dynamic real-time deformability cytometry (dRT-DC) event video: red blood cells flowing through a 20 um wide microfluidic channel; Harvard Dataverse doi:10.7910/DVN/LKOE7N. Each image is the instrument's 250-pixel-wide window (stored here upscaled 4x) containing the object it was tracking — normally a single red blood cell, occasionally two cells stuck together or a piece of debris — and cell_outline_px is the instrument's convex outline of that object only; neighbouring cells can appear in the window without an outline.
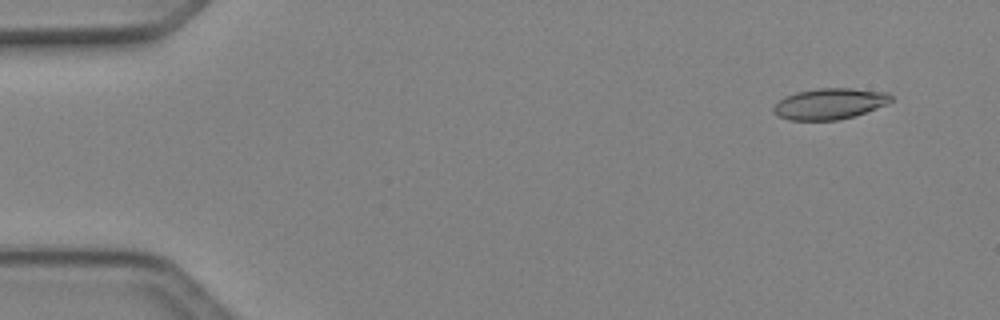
{"species": "Egyptian fruit bat (a non-hibernating species)", "species_latin": "Rousettus aegyptiacus", "temperature_condition": "cold", "stored_images_in_passage": 50, "camera_frame_rate_fps": 3000, "um_per_image_px": 0.085, "animal": {"sex": "female"}, "frame": {"image": 1, "passage_image": 4, "time_ms": 1.0, "image_size_px": [1000, 320], "cell_outline_px": [[892, 100], [888, 104], [856, 116], [836, 120], [788, 120], [772, 112], [772, 108], [784, 96], [796, 92], [816, 88], [852, 88], [888, 92], [892, 96]], "centroid_in_image_um": [70.54, 8.81], "position_along_channel_um": 14.5, "area_um2": 21.44}}
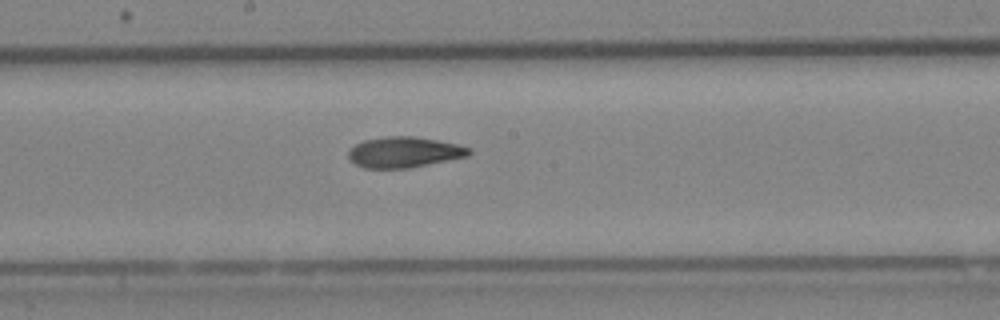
{"frame": {"image": 2, "passage_image": 27, "time_ms": 8.667, "image_size_px": [1000, 320], "cell_outline_px": [[472, 152], [468, 156], [412, 168], [364, 168], [348, 160], [348, 152], [356, 144], [364, 140], [388, 136], [412, 136], [436, 140], [456, 144], [472, 148]], "centroid_in_image_um": [34.36, 12.94], "position_along_channel_um": 213.8, "area_um2": 21.62}}
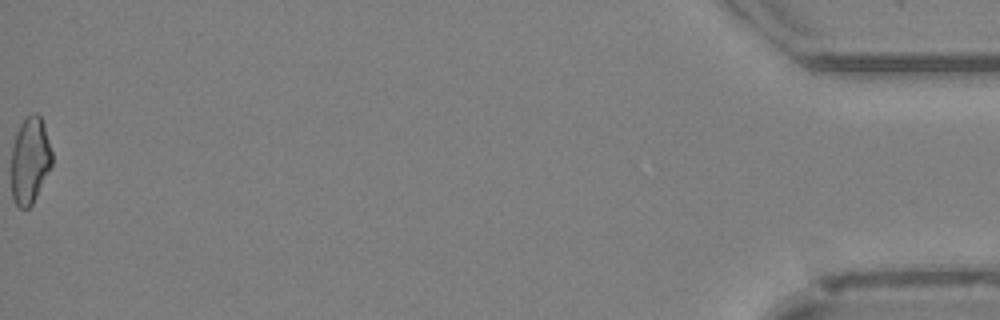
{"frame": {"image": 3, "passage_image": 50, "time_ms": 16.333, "image_size_px": [1000, 320], "cell_outline_px": [[52, 164], [32, 204], [28, 208], [20, 208], [12, 200], [12, 144], [16, 132], [20, 124], [32, 112], [36, 112], [40, 116], [44, 124], [52, 152]], "centroid_in_image_um": [2.54, 13.61], "position_along_channel_um": 432.7, "area_um2": 20.46}, "authors_computed_cell_mechanics": {"area_um2": 21.4438, "velocity_mm_per_s": 4.145, "shape_relaxation_time_tau1_ms": 7.7226, "shape_relaxation_time_tau2_ms": 6.6208, "deformation_change_tau1": 0.1926, "deformation_change_tau2": 0.1314}}